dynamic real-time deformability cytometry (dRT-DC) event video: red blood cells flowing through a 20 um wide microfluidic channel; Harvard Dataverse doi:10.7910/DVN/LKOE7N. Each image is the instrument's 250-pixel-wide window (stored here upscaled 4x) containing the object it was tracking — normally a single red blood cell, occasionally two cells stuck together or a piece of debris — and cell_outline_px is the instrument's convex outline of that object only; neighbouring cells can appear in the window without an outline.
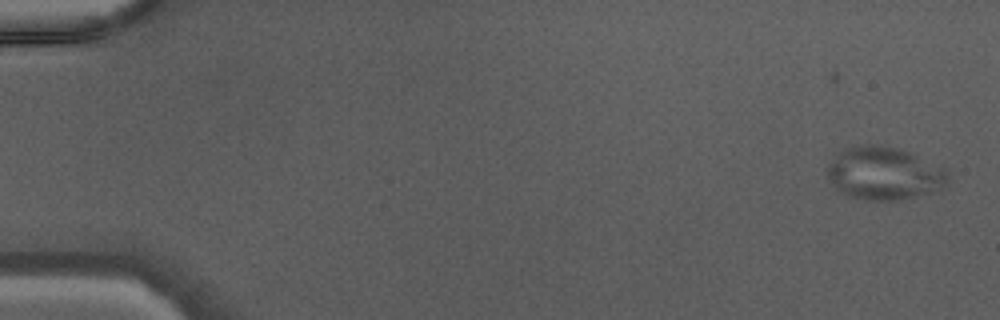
{"species": "Egyptian fruit bat (a non-hibernating species)", "species_latin": "Rousettus aegyptiacus", "temperature_condition": "warm", "stored_images_in_passage": 45, "camera_frame_rate_fps": 3000, "um_per_image_px": 0.085, "animal": {"sex": "male"}, "frame": {"image": 1, "passage_image": 1, "time_ms": 0.0, "image_size_px": [1000, 320], "cell_outline_px": [[948, 184], [944, 188], [932, 192], [900, 200], [864, 200], [848, 196], [840, 192], [828, 180], [824, 172], [828, 164], [840, 152], [848, 148], [868, 144], [896, 148], [908, 152], [948, 168]], "centroid_in_image_um": [75.17, 14.76], "position_along_channel_um": 9.8, "area_um2": 37.4}}
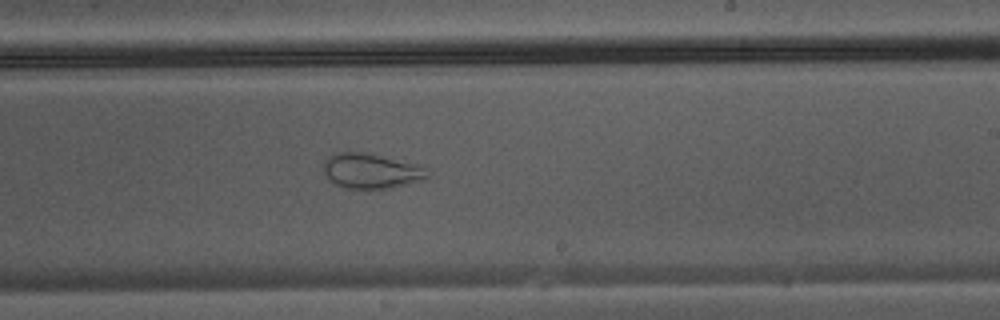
{"frame": {"image": 2, "passage_image": 28, "time_ms": 9.0, "image_size_px": [1000, 320], "cell_outline_px": [[428, 176], [424, 180], [392, 188], [348, 188], [336, 184], [324, 172], [324, 160], [328, 156], [336, 152], [364, 152], [424, 168]], "centroid_in_image_um": [31.49, 14.54], "position_along_channel_um": 257.5, "area_um2": 20.46}}
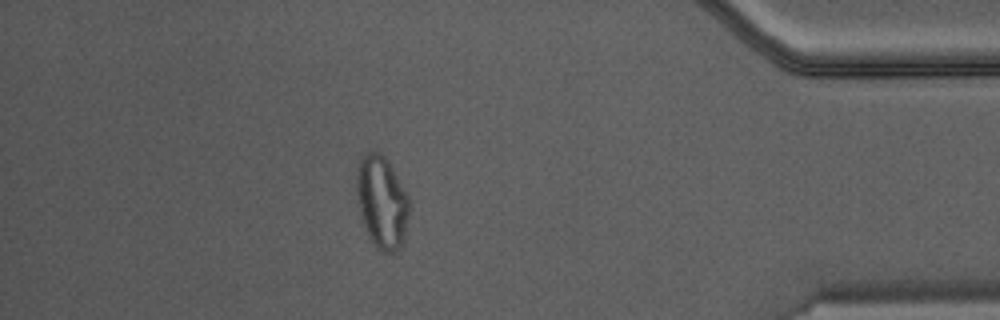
{"frame": {"image": 3, "passage_image": 40, "time_ms": 13.0, "image_size_px": [1000, 320], "cell_outline_px": [[408, 216], [404, 240], [400, 248], [396, 252], [384, 252], [376, 248], [372, 244], [364, 228], [356, 196], [356, 176], [360, 156], [364, 152], [372, 148], [376, 148], [388, 160], [408, 196]], "centroid_in_image_um": [32.42, 17.14], "position_along_channel_um": 402.8, "area_um2": 28.9}}